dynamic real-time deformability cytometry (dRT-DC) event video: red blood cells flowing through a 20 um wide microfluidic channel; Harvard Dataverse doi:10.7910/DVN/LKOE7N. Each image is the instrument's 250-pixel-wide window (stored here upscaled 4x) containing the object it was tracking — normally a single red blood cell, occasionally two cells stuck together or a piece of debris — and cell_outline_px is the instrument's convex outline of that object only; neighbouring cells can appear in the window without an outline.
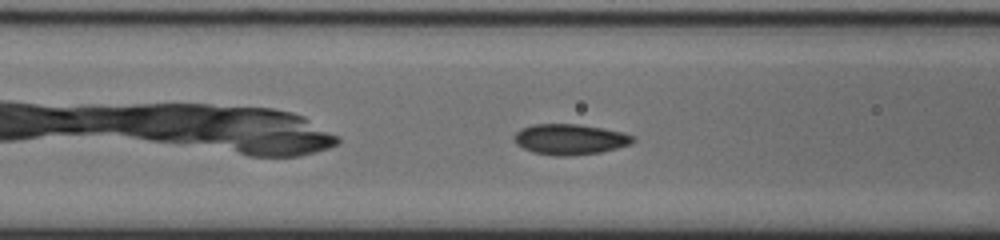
{"species": "common noctule bat (a hibernating species)", "species_latin": "Nyctalus noctula", "temperature_condition": "cold", "stored_images_in_passage": 42, "camera_frame_rate_fps": 3000, "um_per_image_px": 0.085, "animal": {"sex": "male", "body_mass_g": 20.0, "forearm_length_mm": 53.3}, "frame": {"image": 1, "passage_image": 7, "time_ms": 2.0, "image_size_px": [1000, 240], "cell_outline_px": [[636, 140], [632, 144], [600, 152], [568, 156], [556, 156], [532, 152], [516, 144], [512, 136], [520, 128], [532, 124], [580, 124], [624, 132], [632, 136]], "centroid_in_image_um": [48.42, 11.83], "position_along_channel_um": 118.2, "area_um2": 21.33}}
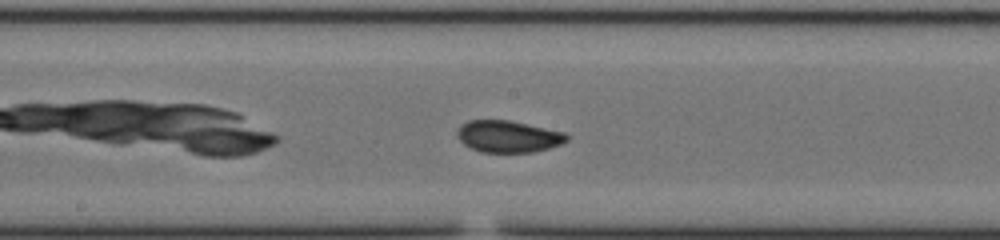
{"frame": {"image": 2, "passage_image": 14, "time_ms": 4.333, "image_size_px": [1000, 240], "cell_outline_px": [[568, 140], [560, 144], [548, 148], [532, 152], [480, 152], [464, 144], [456, 136], [456, 132], [460, 124], [468, 120], [508, 120], [564, 132], [568, 136]], "centroid_in_image_um": [43.15, 11.59], "position_along_channel_um": 205.0, "area_um2": 20.23}}
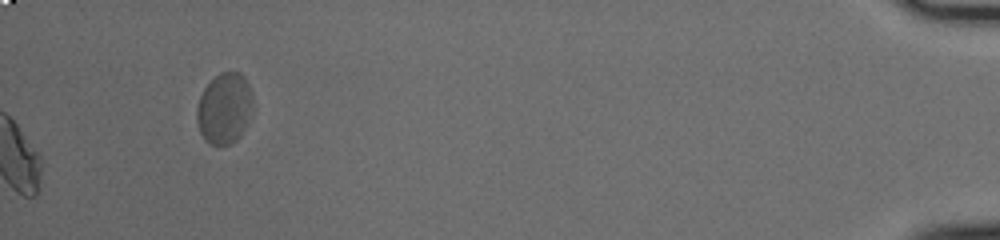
{"frame": {"image": 3, "passage_image": 42, "time_ms": 13.667, "image_size_px": [1000, 240], "cell_outline_px": [[252, 112], [240, 136], [232, 144], [208, 144], [204, 140], [200, 132], [196, 120], [196, 108], [200, 96], [204, 88], [220, 72], [240, 72], [244, 76], [252, 92]], "centroid_in_image_um": [19.07, 9.22], "position_along_channel_um": 416.1, "area_um2": 23.24}, "authors_computed_cell_mechanics": {"area_um2": 20.1433, "velocity_mm_per_s": 3.7295, "shape_relaxation_time_tau1_ms": null, "shape_relaxation_time_tau2_ms": 1.3481, "deformation_change_tau1": null, "deformation_change_tau2": 0.0529}}